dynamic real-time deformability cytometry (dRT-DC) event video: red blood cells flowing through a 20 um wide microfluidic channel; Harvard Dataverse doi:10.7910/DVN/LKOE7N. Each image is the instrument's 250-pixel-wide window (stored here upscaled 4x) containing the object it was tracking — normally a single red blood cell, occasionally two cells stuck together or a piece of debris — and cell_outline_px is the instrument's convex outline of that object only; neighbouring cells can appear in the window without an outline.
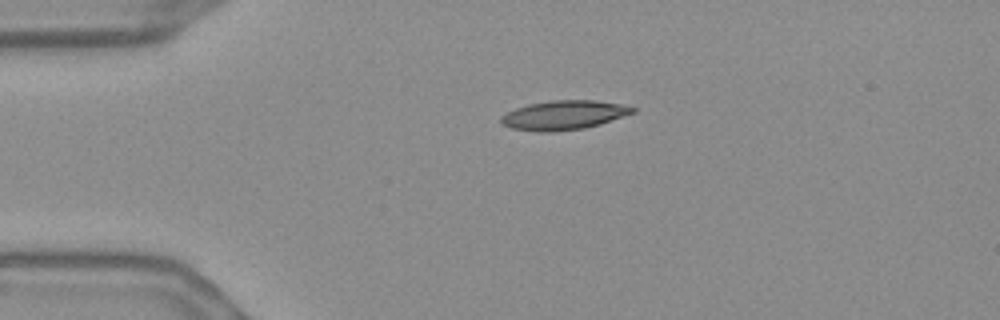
{"species": "Egyptian fruit bat (a non-hibernating species)", "species_latin": "Rousettus aegyptiacus", "temperature_condition": "warm", "stored_images_in_passage": 44, "camera_frame_rate_fps": 3000, "um_per_image_px": 0.085, "frame": {"image": 1, "passage_image": 1, "time_ms": 0.0, "image_size_px": [1000, 320], "cell_outline_px": [[636, 112], [600, 124], [584, 128], [552, 132], [540, 132], [512, 128], [500, 124], [500, 116], [516, 108], [528, 104], [552, 100], [596, 100], [620, 104], [636, 108]], "centroid_in_image_um": [47.91, 9.78], "position_along_channel_um": 37.1, "area_um2": 22.43}}
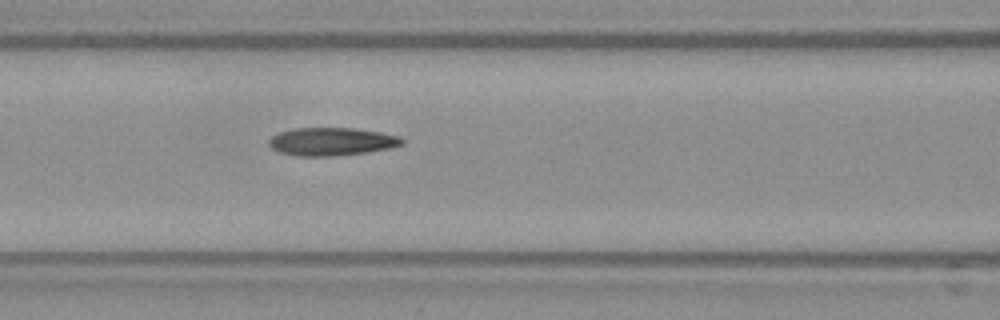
{"frame": {"image": 2, "passage_image": 12, "time_ms": 3.667, "image_size_px": [1000, 320], "cell_outline_px": [[404, 144], [392, 148], [364, 152], [332, 156], [296, 156], [280, 152], [272, 148], [268, 144], [268, 140], [272, 136], [280, 132], [296, 128], [352, 128], [380, 132], [400, 136], [404, 140]], "centroid_in_image_um": [28.2, 12.03], "position_along_channel_um": 138.4, "area_um2": 21.68}}
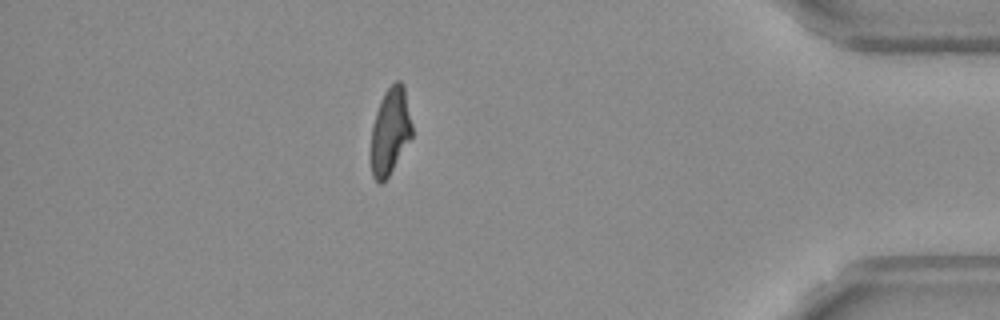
{"frame": {"image": 3, "passage_image": 37, "time_ms": 12.0, "image_size_px": [1000, 320], "cell_outline_px": [[412, 136], [388, 176], [380, 184], [372, 176], [372, 124], [380, 100], [384, 92], [396, 80], [400, 80], [404, 88], [412, 124]], "centroid_in_image_um": [33.17, 11.12], "position_along_channel_um": 402.0, "area_um2": 20.29}, "authors_computed_cell_mechanics": {"area_um2": 21.5594, "velocity_mm_per_s": 3.6795, "shape_relaxation_time_tau1_ms": null, "shape_relaxation_time_tau2_ms": 2.9445, "deformation_change_tau1": null, "deformation_change_tau2": 0.1208}}